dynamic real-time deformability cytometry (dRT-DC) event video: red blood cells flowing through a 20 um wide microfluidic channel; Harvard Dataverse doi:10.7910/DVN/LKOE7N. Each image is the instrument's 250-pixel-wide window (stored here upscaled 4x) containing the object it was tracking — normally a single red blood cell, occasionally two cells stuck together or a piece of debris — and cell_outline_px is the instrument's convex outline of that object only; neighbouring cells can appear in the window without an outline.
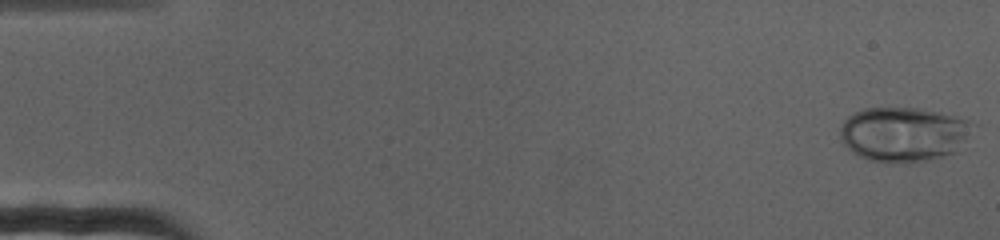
{"species": "human", "species_latin": "Homo sapiens", "temperature_condition": "cold", "stored_images_in_passage": 73, "camera_frame_rate_fps": 3000, "um_per_image_px": 0.085, "donor": {"sex": "female"}, "frame": {"image": 1, "passage_image": 1, "time_ms": 0.0, "image_size_px": [1000, 240], "cell_outline_px": [[980, 124], [956, 152], [928, 160], [908, 164], [888, 164], [868, 160], [852, 152], [840, 140], [840, 128], [844, 120], [852, 112], [864, 108], [916, 108], [940, 112], [956, 116]], "centroid_in_image_um": [76.84, 11.42], "position_along_channel_um": 8.2, "area_um2": 43.23}}
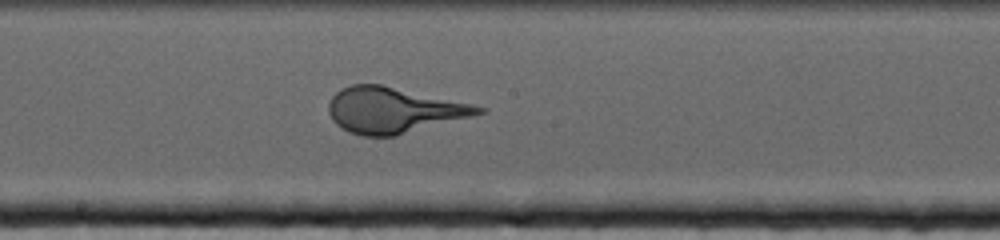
{"frame": {"image": 2, "passage_image": 40, "time_ms": 13.0, "image_size_px": [1000, 240], "cell_outline_px": [[488, 112], [396, 136], [360, 136], [348, 132], [336, 124], [332, 120], [328, 112], [328, 104], [332, 96], [340, 88], [352, 84], [380, 84], [472, 104], [488, 108]], "centroid_in_image_um": [33.43, 9.37], "position_along_channel_um": 214.8, "area_um2": 40.0}}
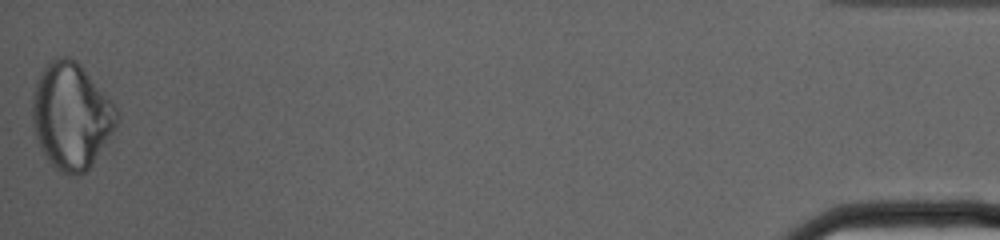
{"frame": {"image": 3, "passage_image": 73, "time_ms": 24.0, "image_size_px": [1000, 240], "cell_outline_px": [[120, 120], [88, 168], [84, 172], [76, 176], [68, 176], [60, 172], [48, 160], [36, 136], [32, 120], [32, 96], [36, 80], [40, 72], [56, 56], [68, 56], [76, 60], [80, 64], [120, 112]], "centroid_in_image_um": [6.04, 9.83], "position_along_channel_um": 429.2, "area_um2": 51.85}}